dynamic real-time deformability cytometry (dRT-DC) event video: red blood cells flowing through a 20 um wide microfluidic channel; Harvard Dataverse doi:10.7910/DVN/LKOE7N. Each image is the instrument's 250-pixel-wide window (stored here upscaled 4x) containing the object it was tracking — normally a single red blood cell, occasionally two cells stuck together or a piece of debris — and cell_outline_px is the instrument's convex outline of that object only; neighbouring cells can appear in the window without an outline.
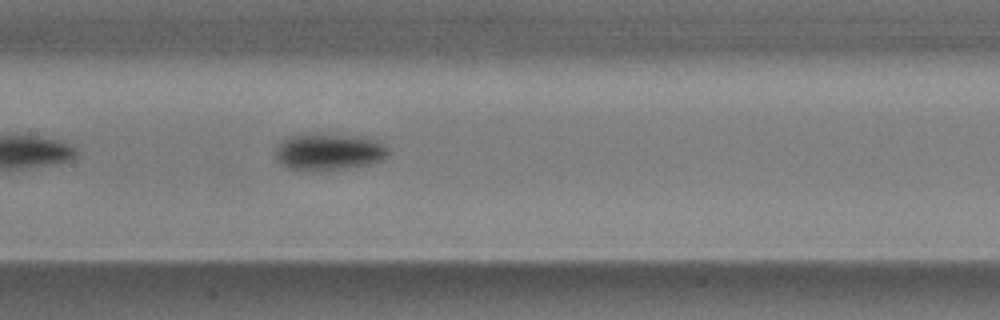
{"species": "common noctule bat (a hibernating species)", "species_latin": "Nyctalus noctula", "temperature_condition": "warm", "stored_images_in_passage": 17, "camera_frame_rate_fps": 3000, "um_per_image_px": 0.085, "animal": {"sex": "male", "body_mass_g": 17.9}, "frame": {"image": 1, "passage_image": 10, "time_ms": 3.0, "image_size_px": [1000, 320], "cell_outline_px": [[388, 156], [384, 160], [368, 164], [344, 168], [316, 172], [288, 168], [276, 160], [276, 144], [288, 136], [304, 132], [328, 132], [364, 136], [376, 140], [384, 144], [388, 148]], "centroid_in_image_um": [27.93, 12.86], "position_along_channel_um": 179.5, "area_um2": 25.32}}